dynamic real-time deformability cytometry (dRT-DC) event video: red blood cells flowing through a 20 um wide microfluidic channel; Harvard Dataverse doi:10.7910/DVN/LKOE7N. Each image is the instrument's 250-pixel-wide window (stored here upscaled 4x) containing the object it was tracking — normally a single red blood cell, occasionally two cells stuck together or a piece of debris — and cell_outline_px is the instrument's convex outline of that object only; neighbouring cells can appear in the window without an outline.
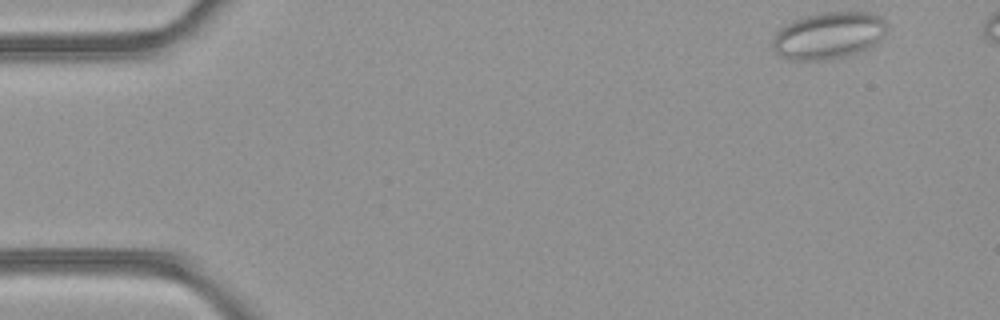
{"species": "common noctule bat (a hibernating species)", "species_latin": "Nyctalus noctula", "temperature_condition": "room temperature", "stored_images_in_passage": 4, "camera_frame_rate_fps": 3000, "um_per_image_px": 0.085, "animal": {"sex": "female", "body_mass_g": 21.9}, "frame": {"image": 1, "passage_image": 1, "time_ms": 0.0, "image_size_px": [1000, 320], "cell_outline_px": [[888, 28], [880, 40], [868, 48], [844, 56], [820, 60], [788, 60], [780, 56], [772, 48], [772, 40], [776, 32], [780, 28], [792, 20], [804, 16], [824, 12], [868, 12], [880, 16], [888, 24]], "centroid_in_image_um": [70.41, 3.01], "position_along_channel_um": 14.6, "area_um2": 31.33}}